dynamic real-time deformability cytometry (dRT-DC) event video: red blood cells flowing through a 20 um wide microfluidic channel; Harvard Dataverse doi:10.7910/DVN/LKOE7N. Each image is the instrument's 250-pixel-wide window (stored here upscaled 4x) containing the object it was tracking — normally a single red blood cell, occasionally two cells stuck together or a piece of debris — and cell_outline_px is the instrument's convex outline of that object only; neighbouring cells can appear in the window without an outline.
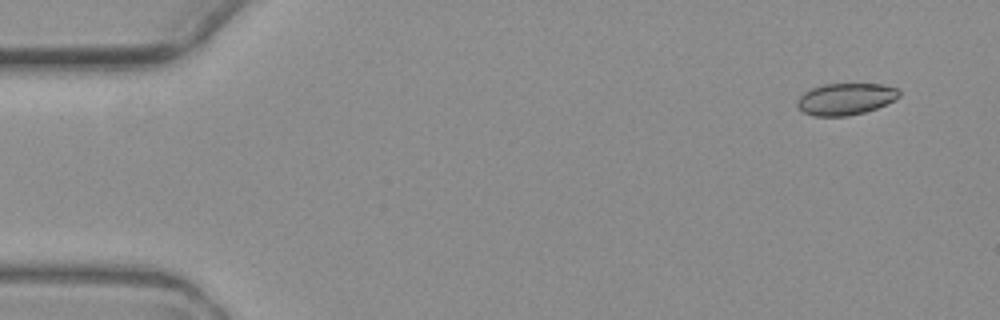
{"species": "common noctule bat (a hibernating species)", "species_latin": "Nyctalus noctula", "temperature_condition": "warm", "stored_images_in_passage": 4, "camera_frame_rate_fps": 3000, "um_per_image_px": 0.085, "animal": {"sex": "female", "body_mass_g": 19.3, "forearm_length_mm": 54.1}, "frame": {"image": 1, "passage_image": 1, "time_ms": 0.0, "image_size_px": [1000, 320], "cell_outline_px": [[900, 96], [876, 108], [864, 112], [848, 116], [812, 116], [804, 112], [796, 104], [796, 100], [804, 92], [812, 88], [824, 84], [884, 84], [896, 88], [900, 92]], "centroid_in_image_um": [71.85, 8.41], "position_along_channel_um": 13.2, "area_um2": 18.73}}